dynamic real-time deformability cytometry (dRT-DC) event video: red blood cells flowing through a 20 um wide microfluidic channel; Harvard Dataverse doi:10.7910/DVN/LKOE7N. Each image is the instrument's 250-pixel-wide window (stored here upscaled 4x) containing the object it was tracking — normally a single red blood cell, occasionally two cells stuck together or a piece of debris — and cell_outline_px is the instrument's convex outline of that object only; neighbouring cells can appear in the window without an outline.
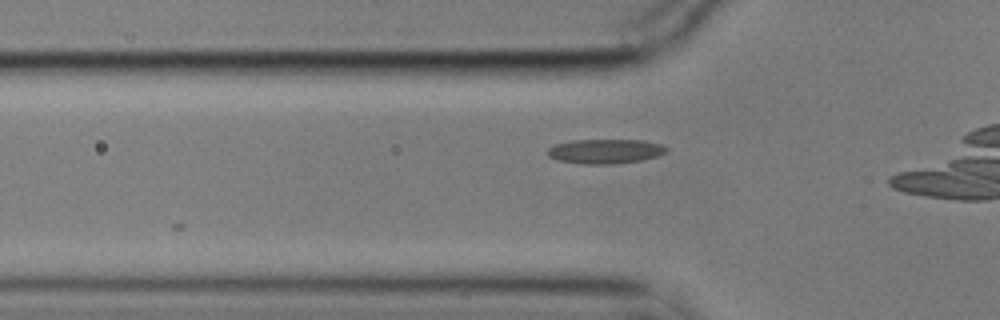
{"species": "common noctule bat (a hibernating species)", "species_latin": "Nyctalus noctula", "temperature_condition": "cold", "stored_images_in_passage": 11, "camera_frame_rate_fps": 3000, "um_per_image_px": 0.085, "animal": {"sex": "male", "body_mass_g": 17.9}, "frame": {"image": 1, "passage_image": 2, "time_ms": 0.333, "image_size_px": [1000, 320], "cell_outline_px": [[668, 152], [656, 156], [640, 160], [612, 164], [580, 164], [560, 160], [548, 156], [548, 148], [556, 144], [572, 140], [644, 140], [660, 144], [668, 148]], "centroid_in_image_um": [51.46, 12.85], "position_along_channel_um": 74.3, "area_um2": 16.88}}
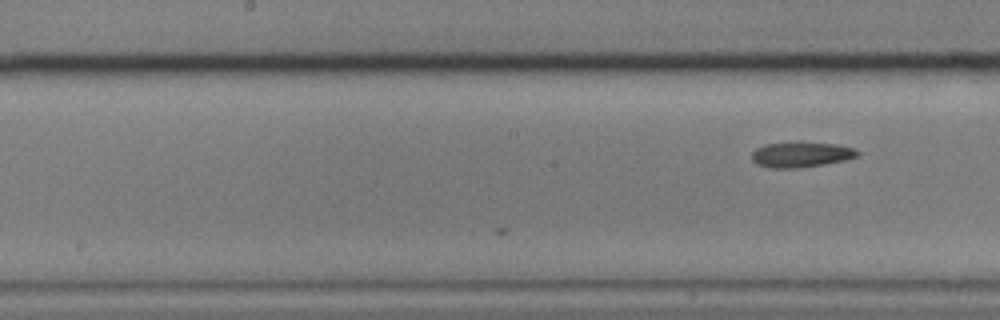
{"frame": {"image": 2, "passage_image": 11, "time_ms": 3.333, "image_size_px": [1000, 320], "cell_outline_px": [[860, 152], [856, 156], [844, 160], [824, 164], [796, 168], [768, 168], [756, 164], [752, 160], [752, 152], [756, 148], [768, 144], [796, 140], [832, 144], [856, 148]], "centroid_in_image_um": [68.06, 13.11], "position_along_channel_um": 180.1, "area_um2": 15.9}}